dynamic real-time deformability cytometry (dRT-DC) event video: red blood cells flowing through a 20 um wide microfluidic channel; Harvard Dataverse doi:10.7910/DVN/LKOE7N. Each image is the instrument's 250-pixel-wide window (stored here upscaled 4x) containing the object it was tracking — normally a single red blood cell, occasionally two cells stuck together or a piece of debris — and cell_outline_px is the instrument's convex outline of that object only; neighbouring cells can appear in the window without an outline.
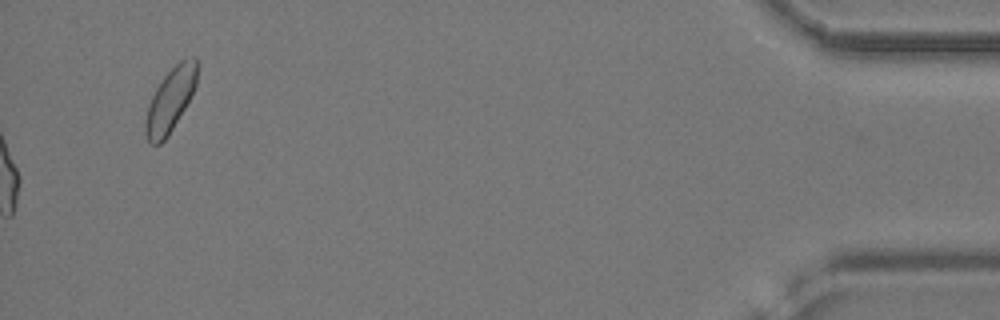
{"species": "common noctule bat (a hibernating species)", "species_latin": "Nyctalus noctula", "temperature_condition": "cold", "stored_images_in_passage": 50, "camera_frame_rate_fps": 3000, "um_per_image_px": 0.085, "animal": {"sex": "female", "body_mass_g": 24.6, "forearm_length_mm": 56.2}, "frame": {"image": 1, "passage_image": 50, "time_ms": 16.333, "image_size_px": [1000, 320], "cell_outline_px": [[200, 64], [196, 84], [184, 108], [168, 136], [160, 144], [148, 144], [144, 132], [144, 120], [148, 104], [156, 88], [164, 76], [180, 60], [188, 56], [196, 56]], "centroid_in_image_um": [14.48, 8.47], "position_along_channel_um": 420.7, "area_um2": 19.42}}